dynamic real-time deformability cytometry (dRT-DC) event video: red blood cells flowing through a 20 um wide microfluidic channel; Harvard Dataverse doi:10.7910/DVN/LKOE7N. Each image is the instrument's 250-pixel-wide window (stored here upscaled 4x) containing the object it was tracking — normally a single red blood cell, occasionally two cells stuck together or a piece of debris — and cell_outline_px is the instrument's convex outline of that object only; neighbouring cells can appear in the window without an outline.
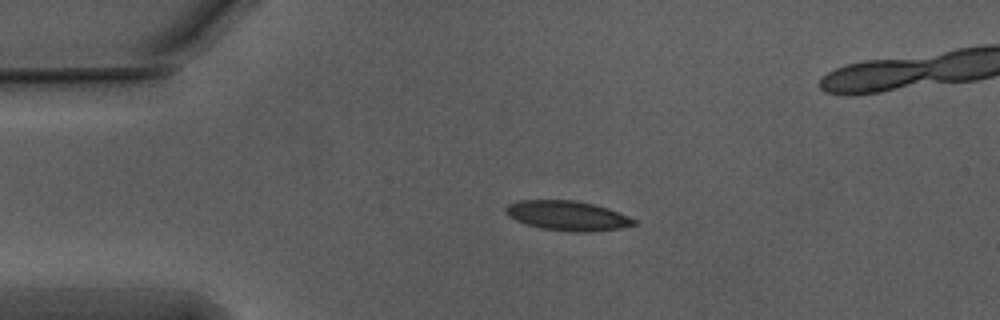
{"species": "Egyptian fruit bat (a non-hibernating species)", "species_latin": "Rousettus aegyptiacus", "temperature_condition": "warm", "stored_images_in_passage": 34, "camera_frame_rate_fps": 3000, "um_per_image_px": 0.085, "animal": {"sex": "male"}, "frame": {"image": 1, "passage_image": 1, "time_ms": 0.0, "image_size_px": [1000, 320], "cell_outline_px": [[636, 224], [620, 228], [588, 232], [572, 232], [540, 228], [516, 220], [508, 216], [504, 212], [504, 208], [508, 204], [520, 200], [576, 200], [608, 208], [628, 216], [636, 220]], "centroid_in_image_um": [48.21, 18.33], "position_along_channel_um": 36.8, "area_um2": 22.14}}
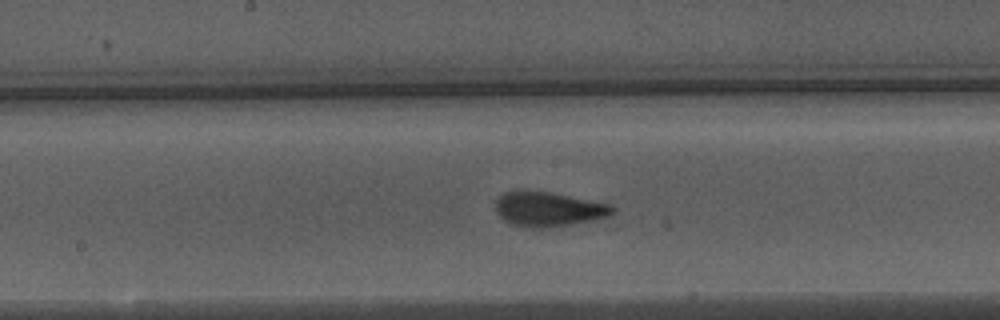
{"frame": {"image": 2, "passage_image": 17, "time_ms": 5.333, "image_size_px": [1000, 320], "cell_outline_px": [[616, 212], [608, 216], [592, 220], [572, 224], [544, 228], [524, 228], [512, 224], [504, 220], [496, 212], [496, 200], [504, 192], [548, 192], [608, 204], [616, 208]], "centroid_in_image_um": [46.61, 17.81], "position_along_channel_um": 201.6, "area_um2": 23.12}}
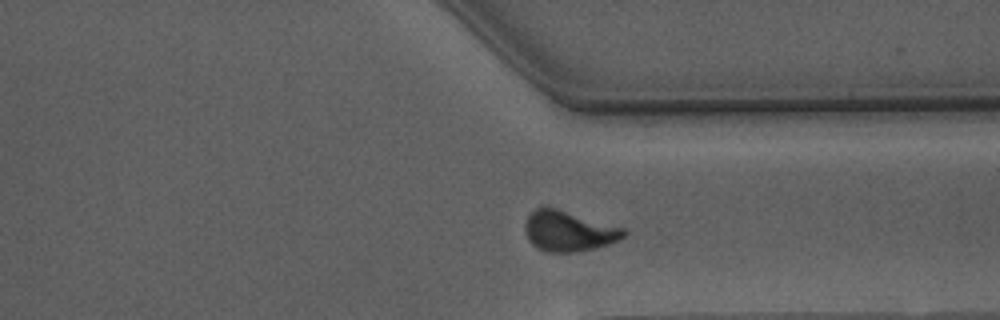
{"frame": {"image": 3, "passage_image": 30, "time_ms": 9.667, "image_size_px": [1000, 320], "cell_outline_px": [[628, 232], [624, 236], [608, 244], [596, 248], [572, 252], [544, 252], [536, 248], [528, 240], [524, 228], [524, 224], [528, 216], [536, 208], [556, 208], [624, 228]], "centroid_in_image_um": [48.3, 19.66], "position_along_channel_um": 363.1, "area_um2": 23.06}, "authors_computed_cell_mechanics": {"area_um2": 22.7732, "velocity_mm_per_s": 3.7288, "shape_relaxation_time_tau1_ms": 4.369, "shape_relaxation_time_tau2_ms": 1.1445, "deformation_change_tau1": 0.1635, "deformation_change_tau2": 0.0768}}